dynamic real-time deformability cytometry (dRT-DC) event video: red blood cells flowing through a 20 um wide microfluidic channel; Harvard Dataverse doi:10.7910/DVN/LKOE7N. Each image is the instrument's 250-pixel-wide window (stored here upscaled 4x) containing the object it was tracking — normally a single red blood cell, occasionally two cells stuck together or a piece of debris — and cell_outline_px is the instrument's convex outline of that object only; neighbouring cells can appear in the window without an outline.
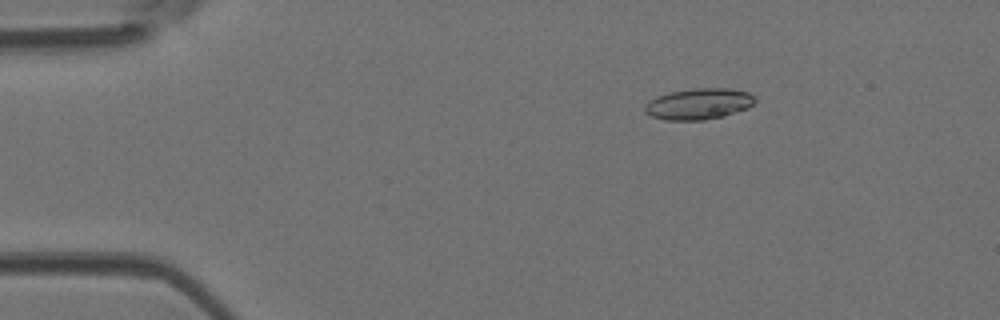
{"species": "Egyptian fruit bat (a non-hibernating species)", "species_latin": "Rousettus aegyptiacus", "temperature_condition": "room temperature", "stored_images_in_passage": 4, "camera_frame_rate_fps": 3000, "um_per_image_px": 0.085, "animal": {"sex": "female"}, "frame": {"image": 1, "passage_image": 2, "time_ms": 0.333, "image_size_px": [1000, 320], "cell_outline_px": [[756, 100], [748, 108], [724, 116], [704, 120], [664, 120], [652, 116], [644, 112], [644, 104], [648, 100], [656, 96], [668, 92], [696, 88], [728, 88], [748, 92], [756, 96]], "centroid_in_image_um": [59.37, 8.83], "position_along_channel_um": 25.6, "area_um2": 20.23}}
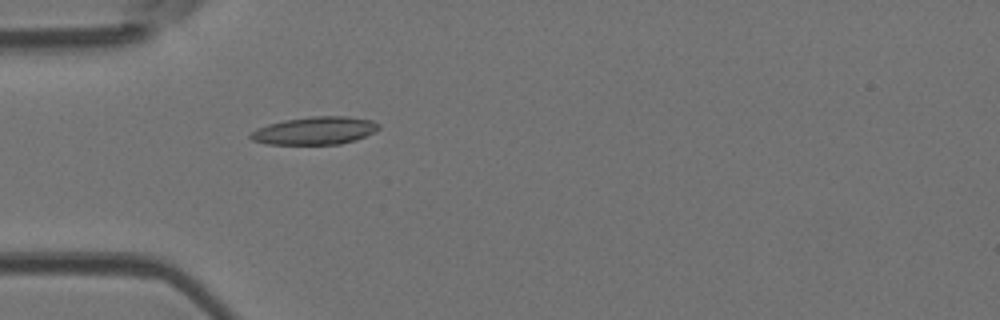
{"frame": {"image": 2, "passage_image": 4, "time_ms": 1.0, "image_size_px": [1000, 320], "cell_outline_px": [[380, 128], [376, 132], [356, 140], [340, 144], [268, 144], [252, 140], [248, 136], [256, 128], [268, 124], [284, 120], [312, 116], [348, 116], [372, 120], [380, 124]], "centroid_in_image_um": [26.8, 11.1], "position_along_channel_um": 58.2, "area_um2": 20.92}}